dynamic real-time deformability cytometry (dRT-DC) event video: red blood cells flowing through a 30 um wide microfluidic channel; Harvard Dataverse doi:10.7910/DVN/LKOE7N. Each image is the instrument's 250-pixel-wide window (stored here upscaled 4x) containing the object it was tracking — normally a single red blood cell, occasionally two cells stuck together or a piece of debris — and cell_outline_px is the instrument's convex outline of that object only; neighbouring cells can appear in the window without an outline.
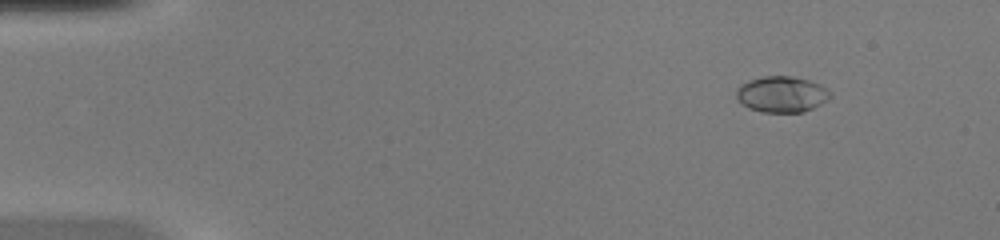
{"species": "common noctule bat (a hibernating species)", "species_latin": "Nyctalus noctula", "temperature_condition": "warm", "stored_images_in_passage": 48, "camera_frame_rate_fps": 3000, "um_per_image_px": 0.085, "animal": {"sex": "female", "body_mass_g": 20.0, "forearm_length_mm": 54.0}, "frame": {"image": 1, "passage_image": 3, "time_ms": 0.667, "image_size_px": [1000, 240], "cell_outline_px": [[832, 96], [828, 100], [804, 112], [764, 112], [748, 108], [736, 96], [736, 88], [740, 84], [748, 80], [764, 76], [792, 76], [808, 80], [820, 84], [832, 92]], "centroid_in_image_um": [66.46, 8.0], "position_along_channel_um": 18.5, "area_um2": 19.77}}
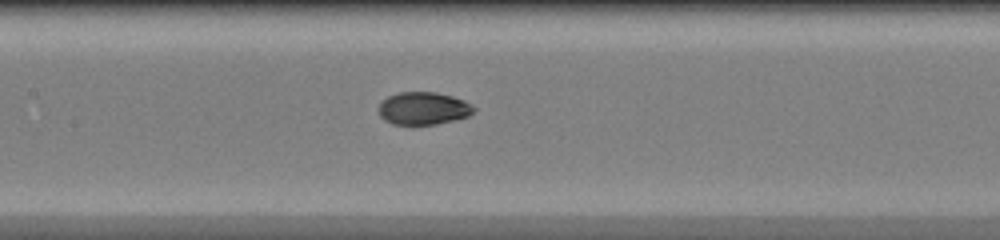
{"frame": {"image": 2, "passage_image": 22, "time_ms": 7.0, "image_size_px": [1000, 240], "cell_outline_px": [[476, 112], [468, 116], [436, 124], [392, 124], [384, 120], [380, 116], [380, 104], [388, 96], [396, 92], [436, 92], [452, 96], [464, 100], [472, 104], [476, 108]], "centroid_in_image_um": [36.02, 9.2], "position_along_channel_um": 171.4, "area_um2": 18.09}}
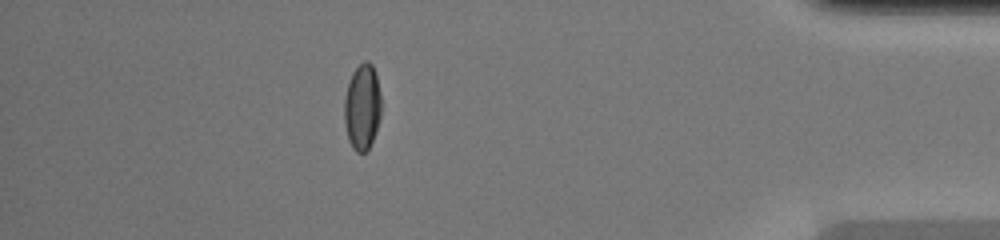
{"frame": {"image": 3, "passage_image": 42, "time_ms": 13.667, "image_size_px": [1000, 240], "cell_outline_px": [[380, 116], [372, 140], [368, 148], [364, 152], [356, 152], [352, 148], [348, 140], [344, 120], [344, 100], [348, 84], [352, 72], [364, 60], [368, 60], [372, 64], [376, 72], [380, 92]], "centroid_in_image_um": [30.78, 9.06], "position_along_channel_um": 404.4, "area_um2": 18.44}, "authors_computed_cell_mechanics": {"area_um2": 18.5538, "velocity_mm_per_s": 4.1355, "shape_relaxation_time_tau1_ms": 6.1256, "shape_relaxation_time_tau2_ms": 1.233, "deformation_change_tau1": 0.2218, "deformation_change_tau2": 0.0418}}